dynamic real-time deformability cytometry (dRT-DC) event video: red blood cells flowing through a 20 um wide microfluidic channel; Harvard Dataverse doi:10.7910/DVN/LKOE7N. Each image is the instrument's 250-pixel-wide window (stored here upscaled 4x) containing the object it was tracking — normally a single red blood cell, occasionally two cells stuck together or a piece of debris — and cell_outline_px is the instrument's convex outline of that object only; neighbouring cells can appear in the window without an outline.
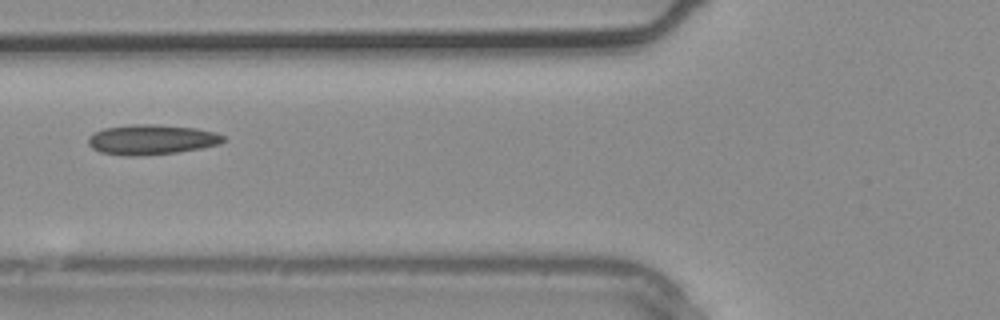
{"species": "common noctule bat (a hibernating species)", "species_latin": "Nyctalus noctula", "temperature_condition": "warm", "stored_images_in_passage": 4, "camera_frame_rate_fps": 3000, "um_per_image_px": 0.085, "animal": {"sex": "male", "body_mass_g": 20.4}, "frame": {"image": 1, "passage_image": 4, "time_ms": 1.0, "image_size_px": [1000, 320], "cell_outline_px": [[224, 140], [220, 144], [200, 148], [176, 152], [144, 156], [124, 156], [100, 152], [92, 148], [88, 144], [88, 136], [92, 132], [104, 128], [132, 124], [152, 124], [196, 128], [216, 132], [224, 136]], "centroid_in_image_um": [12.84, 11.87], "position_along_channel_um": 113.0, "area_um2": 23.81}}